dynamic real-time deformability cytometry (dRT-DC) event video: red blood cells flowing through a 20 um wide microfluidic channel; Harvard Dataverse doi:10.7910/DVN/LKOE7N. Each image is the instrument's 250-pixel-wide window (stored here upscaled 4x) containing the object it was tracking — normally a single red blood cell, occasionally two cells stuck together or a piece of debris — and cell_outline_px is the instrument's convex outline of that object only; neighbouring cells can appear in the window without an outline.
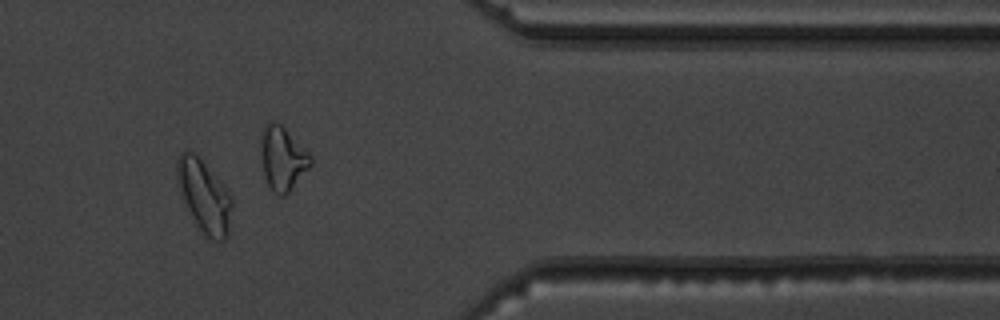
{"species": "common noctule bat (a hibernating species)", "species_latin": "Nyctalus noctula", "temperature_condition": "warm", "stored_images_in_passage": 15, "camera_frame_rate_fps": 3000, "um_per_image_px": 0.085, "animal": {"sex": "male", "body_mass_g": 19.5, "forearm_length_mm": 54.6}, "frame": {"image": 1, "passage_image": 13, "time_ms": 13.667, "image_size_px": [1000, 320], "cell_outline_px": [[232, 204], [228, 236], [224, 240], [212, 240], [196, 224], [184, 204], [176, 180], [176, 160], [180, 152], [184, 148], [188, 148], [216, 176], [232, 196]], "centroid_in_image_um": [17.32, 16.64], "position_along_channel_um": 394.1, "area_um2": 23.12}, "authors_computed_cell_mechanics": {"area_um2": 22.4842, "velocity_mm_per_s": 3.8947, "shape_relaxation_time_tau1_ms": 3.548, "shape_relaxation_time_tau2_ms": 4.2943, "deformation_change_tau1": 0.1242, "deformation_change_tau2": 0.0797}}